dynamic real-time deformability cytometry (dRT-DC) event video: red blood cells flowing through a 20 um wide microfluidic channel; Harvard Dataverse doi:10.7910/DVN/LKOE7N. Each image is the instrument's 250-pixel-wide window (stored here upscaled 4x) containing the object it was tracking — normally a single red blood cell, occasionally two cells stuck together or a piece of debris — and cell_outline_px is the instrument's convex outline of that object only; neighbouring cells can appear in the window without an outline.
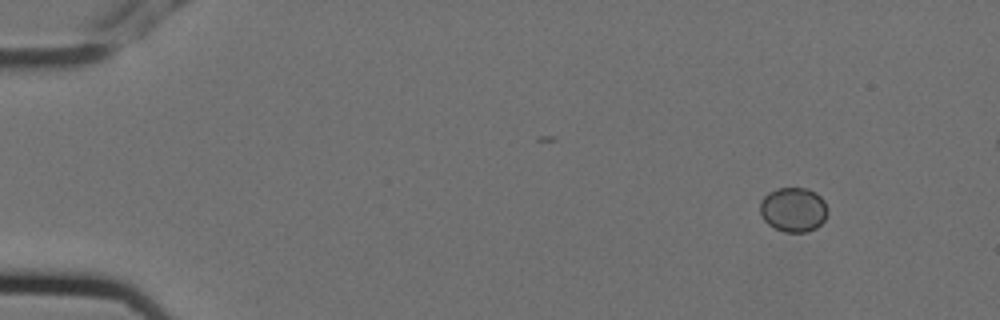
{"species": "Egyptian fruit bat (a non-hibernating species)", "species_latin": "Rousettus aegyptiacus", "temperature_condition": "cold", "stored_images_in_passage": 5, "camera_frame_rate_fps": 3000, "um_per_image_px": 0.085, "animal": {"sex": "female"}, "frame": {"image": 1, "passage_image": 1, "time_ms": 0.0, "image_size_px": [1000, 320], "cell_outline_px": [[828, 212], [824, 220], [816, 228], [808, 232], [784, 232], [768, 224], [764, 220], [760, 212], [760, 200], [768, 192], [776, 188], [808, 188], [816, 192], [824, 200], [828, 208]], "centroid_in_image_um": [67.44, 17.8], "position_along_channel_um": 17.6, "area_um2": 17.74}}